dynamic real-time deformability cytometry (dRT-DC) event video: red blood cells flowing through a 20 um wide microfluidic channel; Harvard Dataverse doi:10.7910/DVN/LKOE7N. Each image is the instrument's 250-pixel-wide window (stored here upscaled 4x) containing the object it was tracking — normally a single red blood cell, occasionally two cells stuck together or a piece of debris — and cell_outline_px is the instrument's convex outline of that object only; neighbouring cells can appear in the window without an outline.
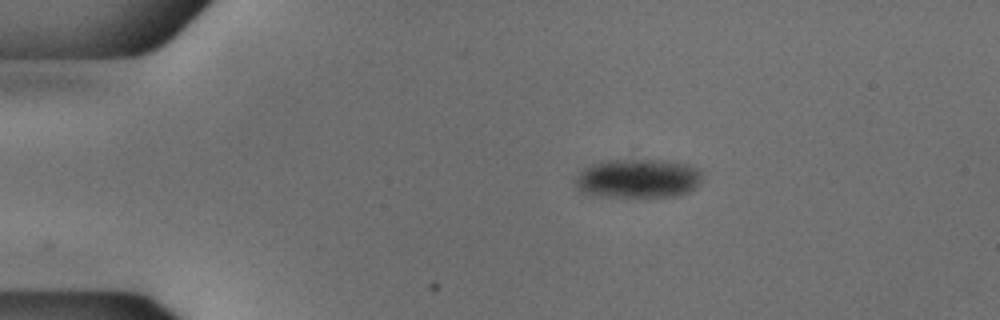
{"species": "common noctule bat (a hibernating species)", "species_latin": "Nyctalus noctula", "temperature_condition": "cold", "stored_images_in_passage": 8, "camera_frame_rate_fps": 3000, "um_per_image_px": 0.085, "animal": {"sex": "male", "body_mass_g": 18.8}, "frame": {"image": 1, "passage_image": 1, "time_ms": 0.0, "image_size_px": [1000, 320], "cell_outline_px": [[704, 180], [696, 188], [688, 192], [676, 196], [624, 200], [588, 196], [580, 192], [576, 188], [576, 176], [584, 168], [592, 164], [608, 160], [664, 160], [688, 164], [700, 168], [704, 172]], "centroid_in_image_um": [54.25, 15.24], "position_along_channel_um": 30.8, "area_um2": 30.63}}